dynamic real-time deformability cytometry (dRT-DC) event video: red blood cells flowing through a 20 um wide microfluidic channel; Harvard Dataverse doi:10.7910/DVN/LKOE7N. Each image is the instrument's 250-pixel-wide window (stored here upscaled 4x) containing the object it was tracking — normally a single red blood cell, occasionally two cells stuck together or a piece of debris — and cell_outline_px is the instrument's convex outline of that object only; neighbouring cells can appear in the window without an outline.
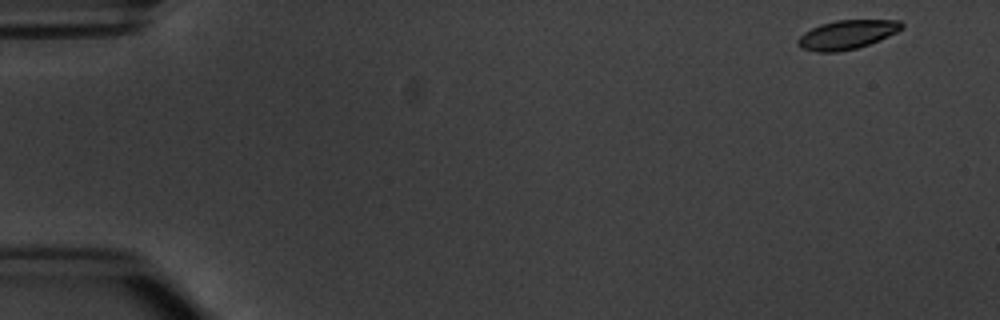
{"species": "common noctule bat (a hibernating species)", "species_latin": "Nyctalus noctula", "temperature_condition": "warm", "stored_images_in_passage": 6, "camera_frame_rate_fps": 3000, "um_per_image_px": 0.085, "animal": {"sex": "male", "body_mass_g": 20.1, "forearm_length_mm": 53.5}, "frame": {"image": 1, "passage_image": 1, "time_ms": 0.0, "image_size_px": [1000, 320], "cell_outline_px": [[904, 28], [880, 40], [856, 48], [836, 52], [816, 52], [800, 48], [796, 44], [796, 40], [804, 32], [820, 24], [836, 20], [900, 20], [904, 24]], "centroid_in_image_um": [71.97, 2.94], "position_along_channel_um": 13.0, "area_um2": 17.63}}
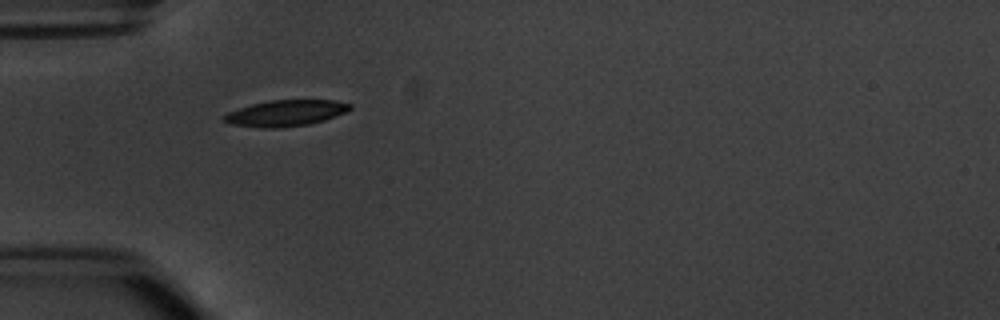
{"frame": {"image": 2, "passage_image": 5, "time_ms": 4.667, "image_size_px": [1000, 320], "cell_outline_px": [[352, 108], [336, 116], [324, 120], [308, 124], [280, 128], [260, 128], [228, 124], [220, 120], [220, 116], [228, 112], [252, 104], [268, 100], [332, 100], [352, 104]], "centroid_in_image_um": [24.21, 9.62], "position_along_channel_um": 60.8, "area_um2": 19.36}}